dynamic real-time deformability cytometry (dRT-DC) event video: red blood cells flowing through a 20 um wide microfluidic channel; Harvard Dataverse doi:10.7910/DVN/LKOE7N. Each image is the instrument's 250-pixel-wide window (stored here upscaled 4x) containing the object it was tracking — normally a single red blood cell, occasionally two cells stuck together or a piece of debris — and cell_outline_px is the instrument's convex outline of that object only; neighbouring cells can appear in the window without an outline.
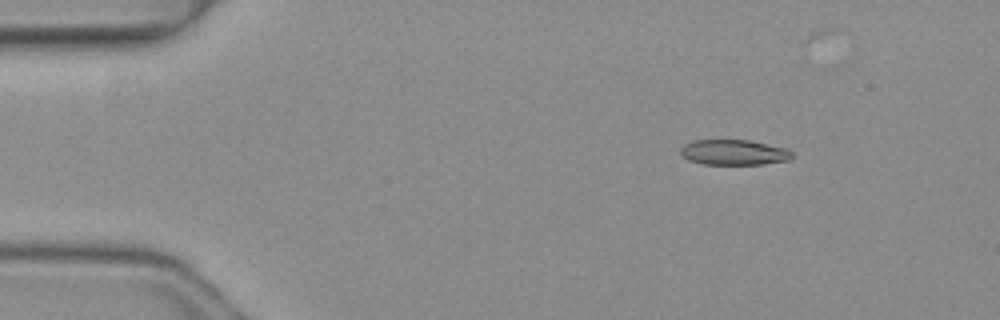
{"species": "common noctule bat (a hibernating species)", "species_latin": "Nyctalus noctula", "temperature_condition": "warm", "stored_images_in_passage": 4, "segment_of_instrument_passage": [1, 2], "camera_frame_rate_fps": 3000, "um_per_image_px": 0.085, "animal": {"sex": "female", "body_mass_g": 19.3, "forearm_length_mm": 54.1}, "frame": {"image": 1, "passage_image": 1, "time_ms": 0.0, "image_size_px": [1000, 320], "cell_outline_px": [[796, 156], [788, 160], [764, 164], [704, 164], [688, 160], [680, 156], [680, 148], [684, 144], [692, 140], [748, 140], [784, 148], [792, 152]], "centroid_in_image_um": [62.34, 12.95], "position_along_channel_um": 22.7, "area_um2": 16.53}}
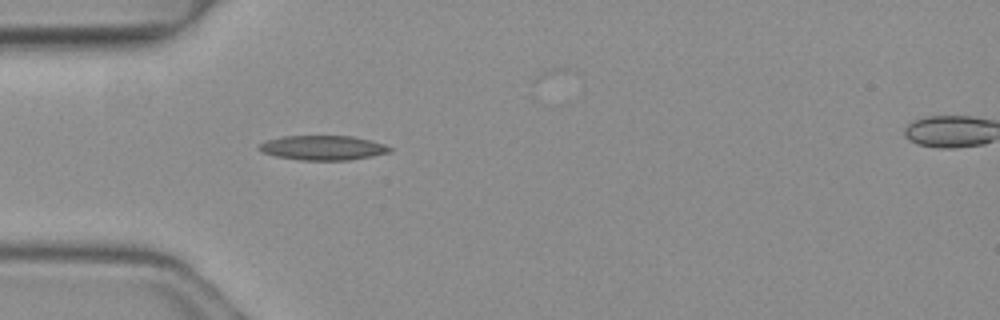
{"frame": {"image": 2, "passage_image": 3, "time_ms": 0.667, "image_size_px": [1000, 320], "cell_outline_px": [[392, 148], [388, 152], [372, 156], [348, 160], [300, 160], [276, 156], [260, 152], [260, 144], [268, 140], [284, 136], [352, 136], [384, 144]], "centroid_in_image_um": [27.43, 12.56], "position_along_channel_um": 57.6, "area_um2": 18.44}}